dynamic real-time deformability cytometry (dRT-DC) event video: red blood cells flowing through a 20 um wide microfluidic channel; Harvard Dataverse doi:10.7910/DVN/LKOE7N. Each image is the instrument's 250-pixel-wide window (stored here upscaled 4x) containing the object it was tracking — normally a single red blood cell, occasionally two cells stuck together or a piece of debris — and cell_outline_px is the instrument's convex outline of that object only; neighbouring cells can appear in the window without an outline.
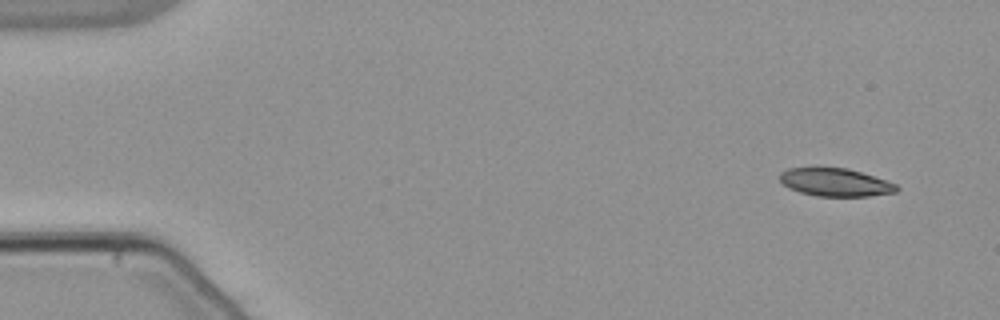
{"species": "common noctule bat (a hibernating species)", "species_latin": "Nyctalus noctula", "temperature_condition": "warm", "stored_images_in_passage": 53, "camera_frame_rate_fps": 3000, "um_per_image_px": 0.085, "animal": {"sex": "male", "body_mass_g": 21.5, "forearm_length_mm": 52.0}, "frame": {"image": 1, "passage_image": 3, "time_ms": 0.667, "image_size_px": [1000, 320], "cell_outline_px": [[900, 188], [896, 192], [868, 196], [816, 196], [800, 192], [788, 188], [780, 180], [780, 172], [788, 168], [812, 164], [816, 164], [848, 168], [896, 184]], "centroid_in_image_um": [70.91, 15.44], "position_along_channel_um": 14.1, "area_um2": 19.77}}
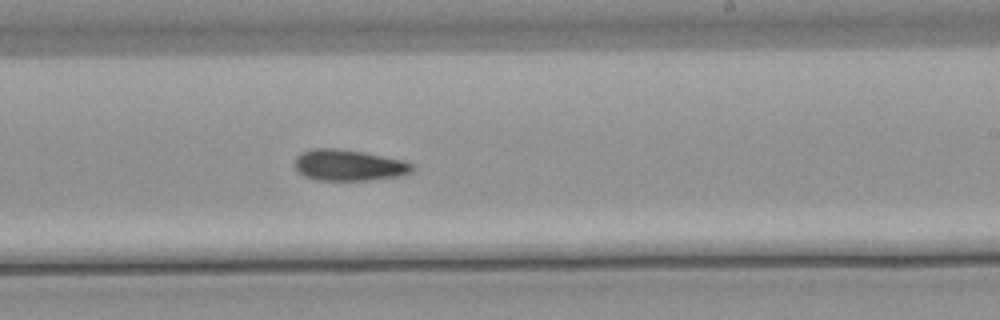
{"frame": {"image": 2, "passage_image": 32, "time_ms": 10.333, "image_size_px": [1000, 320], "cell_outline_px": [[416, 168], [412, 172], [404, 176], [368, 180], [316, 180], [304, 176], [296, 172], [292, 164], [296, 156], [300, 152], [312, 148], [336, 148], [360, 152], [400, 160], [412, 164]], "centroid_in_image_um": [29.57, 14.05], "position_along_channel_um": 259.4, "area_um2": 21.56}}
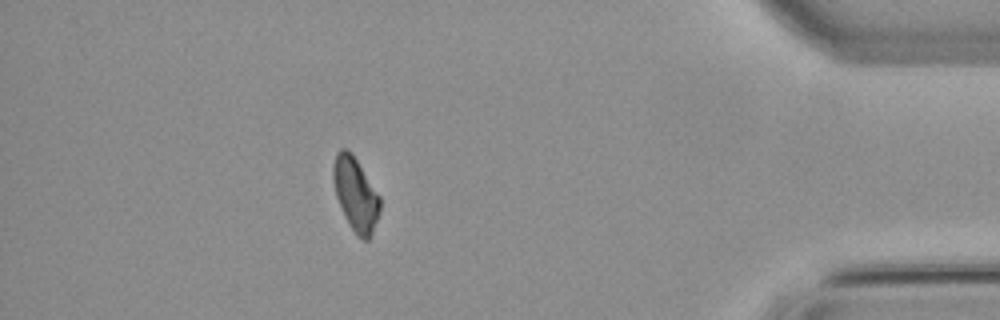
{"frame": {"image": 3, "passage_image": 47, "time_ms": 15.333, "image_size_px": [1000, 320], "cell_outline_px": [[380, 212], [372, 236], [368, 240], [364, 240], [348, 224], [344, 216], [336, 196], [332, 180], [332, 168], [336, 152], [340, 148], [344, 148], [356, 160], [380, 196]], "centroid_in_image_um": [30.22, 16.53], "position_along_channel_um": 405.0, "area_um2": 19.83}}